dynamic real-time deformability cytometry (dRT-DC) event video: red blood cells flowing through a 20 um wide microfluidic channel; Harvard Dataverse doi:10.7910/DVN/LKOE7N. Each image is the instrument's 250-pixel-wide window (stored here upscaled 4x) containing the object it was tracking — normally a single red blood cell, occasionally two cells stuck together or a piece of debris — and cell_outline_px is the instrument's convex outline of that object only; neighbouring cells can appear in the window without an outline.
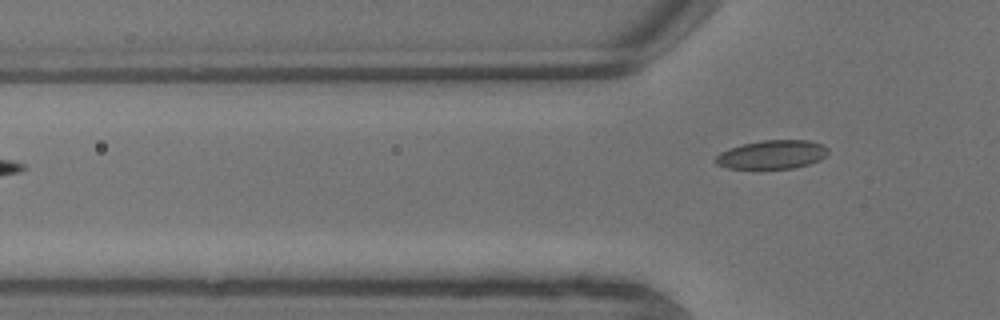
{"species": "common noctule bat (a hibernating species)", "species_latin": "Nyctalus noctula", "temperature_condition": "warm", "stored_images_in_passage": 3, "segment_of_instrument_passage": [2, 2], "camera_frame_rate_fps": 3000, "um_per_image_px": 0.085, "animal": {"sex": "male", "body_mass_g": 13.3}, "frame": {"image": 1, "passage_image": 3, "time_ms": 0.667, "image_size_px": [1000, 320], "cell_outline_px": [[828, 152], [820, 160], [796, 168], [728, 168], [716, 164], [712, 160], [720, 152], [728, 148], [740, 144], [764, 140], [808, 140], [824, 144], [828, 148]], "centroid_in_image_um": [65.6, 13.13], "position_along_channel_um": 60.2, "area_um2": 18.96}}